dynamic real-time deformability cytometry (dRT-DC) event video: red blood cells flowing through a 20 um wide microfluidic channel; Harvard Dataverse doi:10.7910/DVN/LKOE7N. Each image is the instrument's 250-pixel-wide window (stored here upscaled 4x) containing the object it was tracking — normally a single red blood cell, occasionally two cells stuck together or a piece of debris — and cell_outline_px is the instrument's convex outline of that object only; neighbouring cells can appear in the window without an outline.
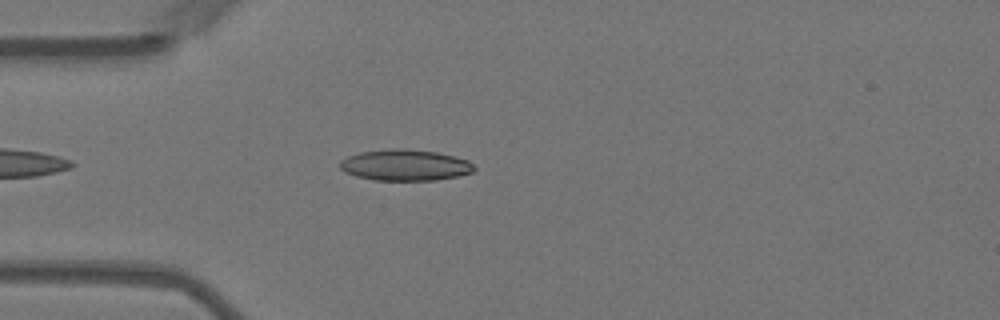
{"species": "Egyptian fruit bat (a non-hibernating species)", "species_latin": "Rousettus aegyptiacus", "temperature_condition": "warm", "stored_images_in_passage": 46, "camera_frame_rate_fps": 3000, "um_per_image_px": 0.085, "animal": {"sex": "female"}, "frame": {"image": 1, "passage_image": 5, "time_ms": 1.333, "image_size_px": [1000, 320], "cell_outline_px": [[476, 168], [472, 172], [456, 176], [436, 180], [372, 180], [356, 176], [344, 172], [340, 168], [340, 160], [348, 156], [360, 152], [392, 148], [404, 148], [436, 152], [468, 160]], "centroid_in_image_um": [34.4, 14.03], "position_along_channel_um": 50.6, "area_um2": 24.33}}
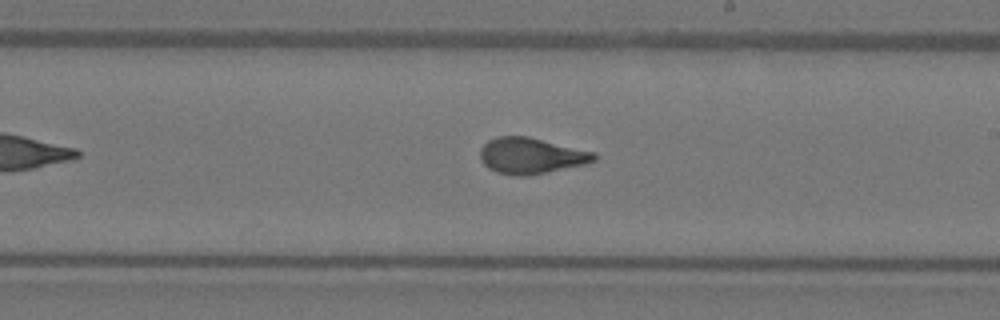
{"frame": {"image": 2, "passage_image": 22, "time_ms": 7.0, "image_size_px": [1000, 320], "cell_outline_px": [[596, 160], [584, 164], [524, 176], [516, 176], [496, 172], [488, 168], [480, 160], [480, 148], [488, 140], [496, 136], [528, 136], [596, 152]], "centroid_in_image_um": [45.11, 13.22], "position_along_channel_um": 243.9, "area_um2": 23.87}}
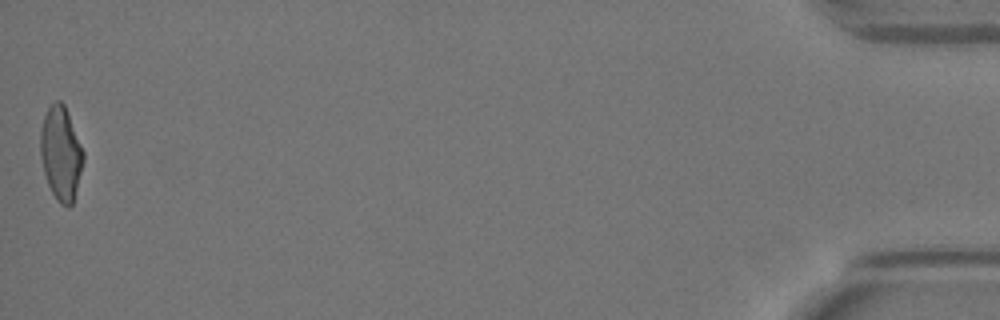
{"frame": {"image": 3, "passage_image": 46, "time_ms": 15.0, "image_size_px": [1000, 320], "cell_outline_px": [[84, 160], [72, 204], [68, 208], [60, 204], [56, 200], [48, 184], [44, 172], [40, 156], [40, 132], [44, 116], [48, 108], [56, 100], [60, 100], [64, 104], [84, 152]], "centroid_in_image_um": [5.17, 13.05], "position_along_channel_um": 430.0, "area_um2": 23.29}, "authors_computed_cell_mechanics": {"area_um2": 23.4957, "velocity_mm_per_s": 3.5564, "shape_relaxation_time_tau1_ms": 8.6497, "shape_relaxation_time_tau2_ms": 0.7179, "deformation_change_tau1": 0.2549, "deformation_change_tau2": 0.0639}}